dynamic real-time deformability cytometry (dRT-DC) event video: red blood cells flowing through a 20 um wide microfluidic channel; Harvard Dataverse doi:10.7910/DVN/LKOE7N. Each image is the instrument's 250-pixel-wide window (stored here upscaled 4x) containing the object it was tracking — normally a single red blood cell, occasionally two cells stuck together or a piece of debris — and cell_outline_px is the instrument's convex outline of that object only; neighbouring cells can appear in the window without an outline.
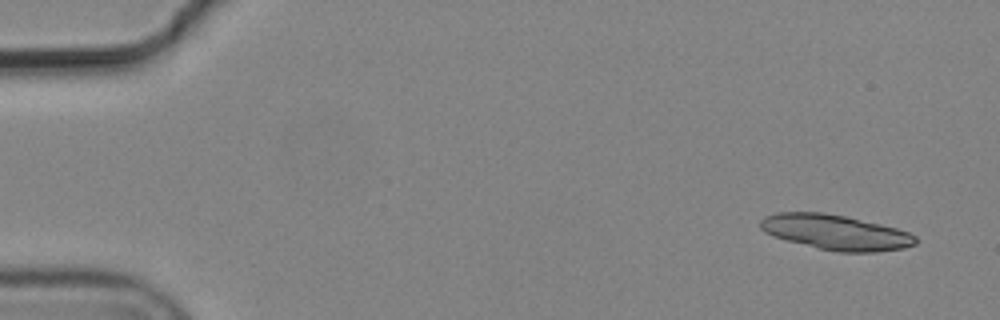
{"species": "common noctule bat (a hibernating species)", "species_latin": "Nyctalus noctula", "temperature_condition": "cold", "stored_images_in_passage": 7, "camera_frame_rate_fps": 3000, "um_per_image_px": 0.085, "animal": {"sex": "male", "body_mass_g": 19.2, "forearm_length_mm": 51.8}, "frame": {"image": 1, "passage_image": 1, "time_ms": 0.0, "image_size_px": [1000, 320], "cell_outline_px": [[916, 244], [904, 248], [876, 252], [836, 252], [816, 248], [788, 240], [764, 232], [760, 228], [760, 220], [764, 216], [776, 212], [824, 212], [844, 216], [880, 224], [896, 228], [908, 232], [916, 236]], "centroid_in_image_um": [71.02, 19.74], "position_along_channel_um": 14.0, "area_um2": 31.67}}
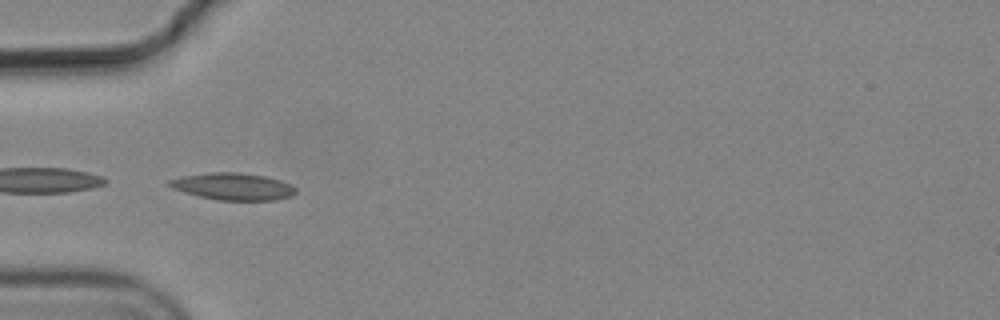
{"frame": {"image": 2, "passage_image": 5, "time_ms": 1.333, "image_size_px": [1000, 320], "cell_outline_px": [[296, 192], [292, 196], [272, 200], [216, 200], [184, 192], [164, 184], [168, 180], [184, 176], [212, 172], [240, 172], [264, 176], [280, 180], [292, 184], [296, 188]], "centroid_in_image_um": [19.82, 15.85], "position_along_channel_um": 65.2, "area_um2": 19.88}}
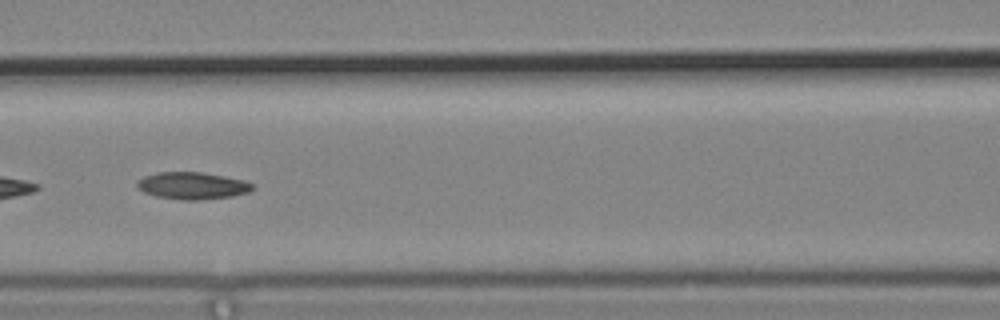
{"frame": {"image": 3, "passage_image": 7, "time_ms": 2.0, "image_size_px": [1000, 320], "cell_outline_px": [[256, 188], [248, 192], [232, 196], [200, 200], [184, 200], [156, 196], [144, 192], [136, 184], [136, 180], [144, 176], [156, 172], [200, 172], [224, 176], [244, 180], [252, 184]], "centroid_in_image_um": [16.35, 15.78], "position_along_channel_um": 150.2, "area_um2": 18.21}}